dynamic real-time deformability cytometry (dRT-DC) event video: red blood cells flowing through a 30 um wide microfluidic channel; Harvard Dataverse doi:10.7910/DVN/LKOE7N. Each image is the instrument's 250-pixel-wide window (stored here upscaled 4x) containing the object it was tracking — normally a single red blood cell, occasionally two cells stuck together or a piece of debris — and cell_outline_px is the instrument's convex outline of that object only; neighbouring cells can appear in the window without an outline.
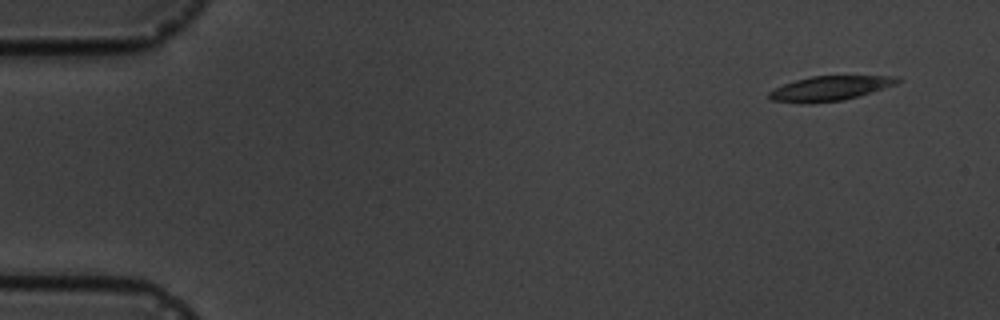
{"species": "common noctule bat (a hibernating species)", "species_latin": "Nyctalus noctula", "temperature_condition": "cold", "stored_images_in_passage": 4, "camera_frame_rate_fps": 3000, "um_per_image_px": 0.085, "animal": {"sex": "male", "body_mass_g": 19.5, "forearm_length_mm": 54.6}, "frame": {"image": 1, "passage_image": 1, "time_ms": 0.0, "image_size_px": [1000, 320], "cell_outline_px": [[900, 80], [896, 84], [860, 96], [844, 100], [804, 104], [772, 100], [768, 96], [768, 92], [784, 84], [796, 80], [812, 76], [900, 76]], "centroid_in_image_um": [70.55, 7.52], "position_along_channel_um": 14.5, "area_um2": 18.38}}